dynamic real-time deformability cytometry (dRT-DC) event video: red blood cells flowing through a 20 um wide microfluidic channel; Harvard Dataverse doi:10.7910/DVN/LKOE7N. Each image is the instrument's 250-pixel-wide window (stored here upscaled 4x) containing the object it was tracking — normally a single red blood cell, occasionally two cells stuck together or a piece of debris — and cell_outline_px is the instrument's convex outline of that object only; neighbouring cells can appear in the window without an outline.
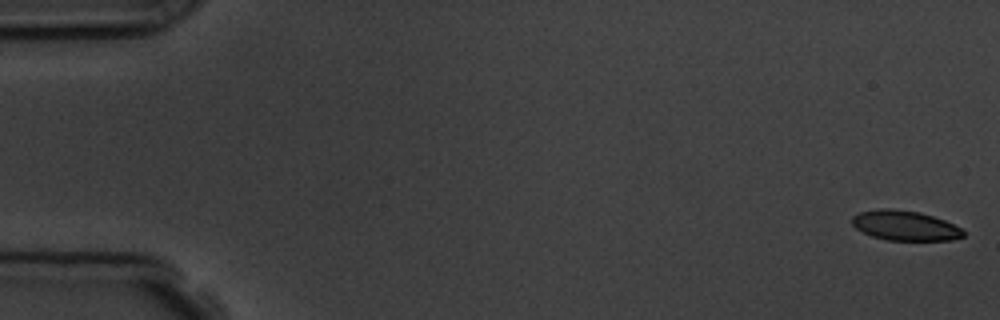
{"species": "common noctule bat (a hibernating species)", "species_latin": "Nyctalus noctula", "temperature_condition": "room temperature", "stored_images_in_passage": 7, "camera_frame_rate_fps": 3000, "um_per_image_px": 0.085, "animal": {"sex": "male", "body_mass_g": 19.5, "forearm_length_mm": 54.6}, "frame": {"image": 1, "passage_image": 1, "time_ms": 0.0, "image_size_px": [1000, 320], "cell_outline_px": [[964, 236], [952, 240], [888, 240], [872, 236], [856, 228], [852, 224], [852, 216], [860, 212], [880, 208], [892, 208], [920, 212], [944, 220], [960, 228], [964, 232]], "centroid_in_image_um": [76.91, 19.16], "position_along_channel_um": 8.1, "area_um2": 19.25}}
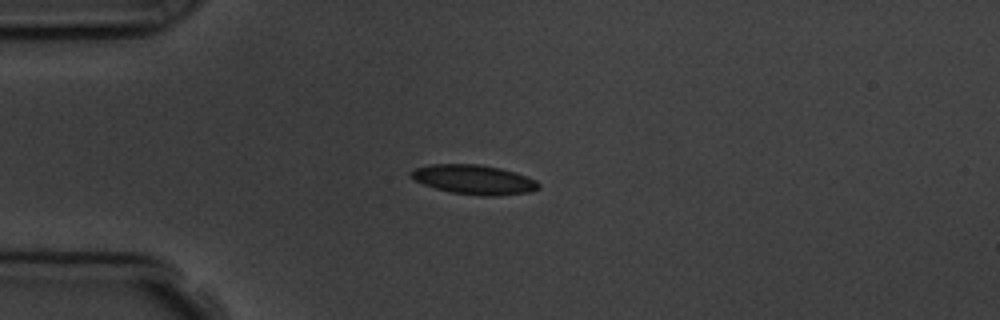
{"frame": {"image": 2, "passage_image": 4, "time_ms": 4.333, "image_size_px": [1000, 320], "cell_outline_px": [[540, 188], [532, 192], [496, 196], [484, 196], [452, 192], [436, 188], [424, 184], [416, 180], [412, 176], [412, 172], [416, 168], [432, 164], [480, 164], [500, 168], [516, 172], [536, 180], [540, 184]], "centroid_in_image_um": [40.37, 15.27], "position_along_channel_um": 44.6, "area_um2": 21.73}}